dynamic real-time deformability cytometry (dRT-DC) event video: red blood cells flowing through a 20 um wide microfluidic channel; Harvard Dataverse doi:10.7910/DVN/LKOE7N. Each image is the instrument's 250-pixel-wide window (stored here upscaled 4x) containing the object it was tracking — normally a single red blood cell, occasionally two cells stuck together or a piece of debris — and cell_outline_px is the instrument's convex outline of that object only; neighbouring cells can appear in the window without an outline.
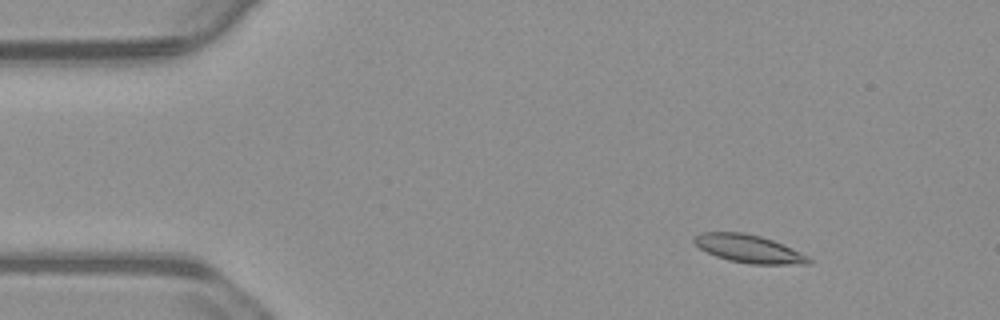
{"species": "common noctule bat (a hibernating species)", "species_latin": "Nyctalus noctula", "temperature_condition": "warm", "stored_images_in_passage": 55, "camera_frame_rate_fps": 3000, "um_per_image_px": 0.085, "animal": {"sex": "male", "body_mass_g": 23.1, "forearm_length_mm": 52.7}, "frame": {"image": 1, "passage_image": 7, "time_ms": 2.0, "image_size_px": [1000, 320], "cell_outline_px": [[812, 264], [752, 264], [728, 260], [716, 256], [700, 248], [692, 240], [700, 232], [744, 232], [760, 236], [784, 244], [808, 256], [812, 260]], "centroid_in_image_um": [63.67, 21.14], "position_along_channel_um": 21.3, "area_um2": 18.61}}
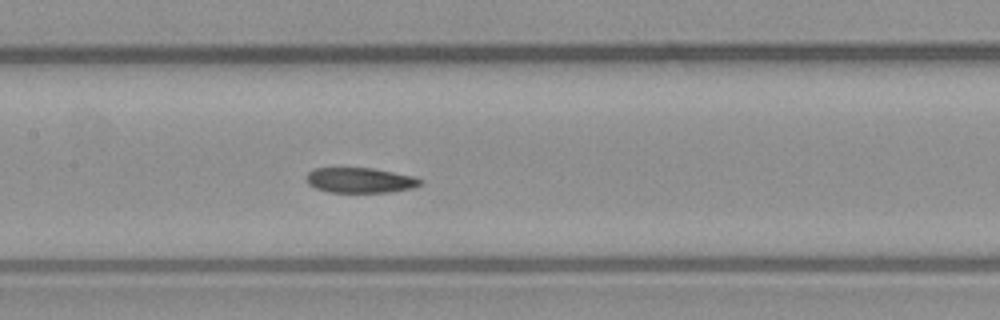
{"frame": {"image": 2, "passage_image": 26, "time_ms": 8.333, "image_size_px": [1000, 320], "cell_outline_px": [[424, 180], [420, 184], [412, 188], [388, 192], [328, 192], [316, 188], [308, 184], [304, 176], [312, 168], [372, 168], [412, 176]], "centroid_in_image_um": [30.55, 15.32], "position_along_channel_um": 176.9, "area_um2": 16.7}}
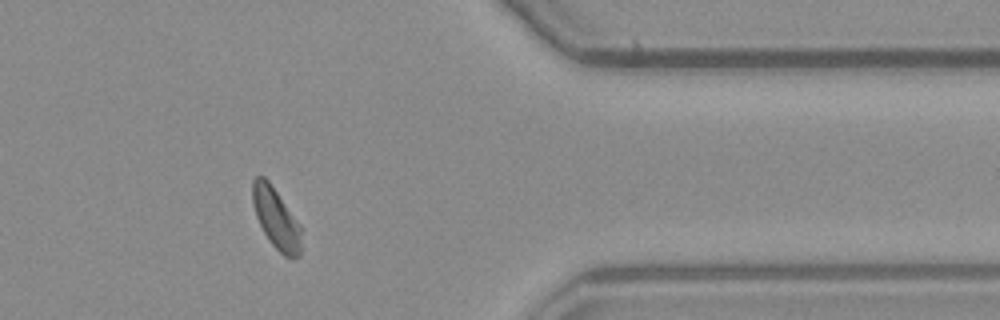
{"frame": {"image": 3, "passage_image": 45, "time_ms": 14.667, "image_size_px": [1000, 320], "cell_outline_px": [[304, 228], [300, 256], [284, 256], [268, 240], [256, 216], [252, 204], [252, 180], [256, 176], [264, 176], [268, 180]], "centroid_in_image_um": [23.5, 18.56], "position_along_channel_um": 387.9, "area_um2": 17.57}, "authors_computed_cell_mechanics": {"area_um2": 17.8024, "velocity_mm_per_s": 3.6974, "shape_relaxation_time_tau1_ms": 9.3982, "shape_relaxation_time_tau2_ms": 5.1879, "deformation_change_tau1": 0.1791, "deformation_change_tau2": 0.073}}